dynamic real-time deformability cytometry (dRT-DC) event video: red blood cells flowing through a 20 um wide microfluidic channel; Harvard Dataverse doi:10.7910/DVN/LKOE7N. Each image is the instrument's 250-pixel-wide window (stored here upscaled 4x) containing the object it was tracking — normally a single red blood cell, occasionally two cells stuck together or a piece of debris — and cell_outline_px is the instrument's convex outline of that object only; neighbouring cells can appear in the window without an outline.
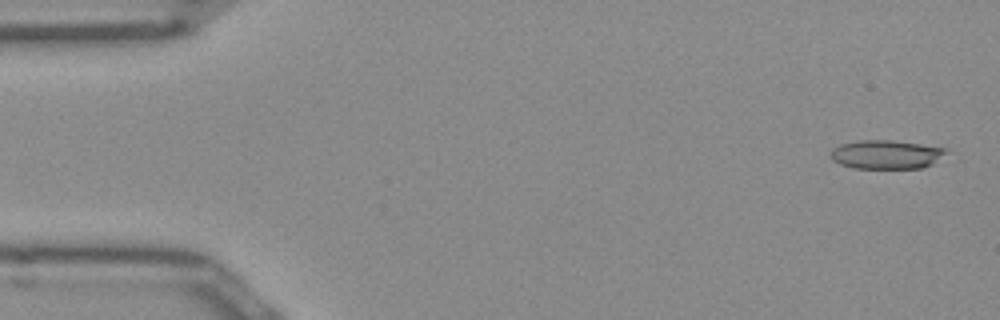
{"species": "Egyptian fruit bat (a non-hibernating species)", "species_latin": "Rousettus aegyptiacus", "temperature_condition": "room temperature", "stored_images_in_passage": 51, "camera_frame_rate_fps": 3000, "um_per_image_px": 0.085, "frame": {"image": 1, "passage_image": 2, "time_ms": 0.333, "image_size_px": [1000, 320], "cell_outline_px": [[948, 152], [932, 164], [920, 168], [852, 168], [840, 164], [832, 160], [832, 148], [840, 144], [860, 140], [892, 140], [948, 148]], "centroid_in_image_um": [75.34, 13.12], "position_along_channel_um": 9.7, "area_um2": 19.36}}
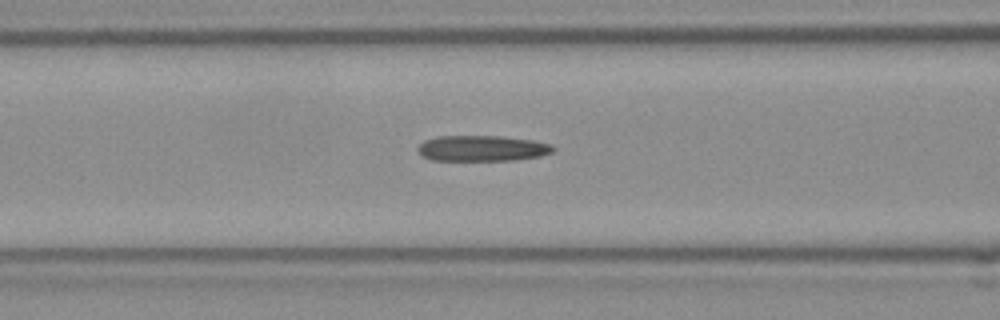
{"frame": {"image": 2, "passage_image": 20, "time_ms": 6.333, "image_size_px": [1000, 320], "cell_outline_px": [[556, 148], [552, 152], [540, 156], [512, 160], [432, 160], [424, 156], [416, 148], [424, 140], [436, 136], [500, 136], [532, 140], [552, 144]], "centroid_in_image_um": [40.99, 12.6], "position_along_channel_um": 125.6, "area_um2": 20.23}}
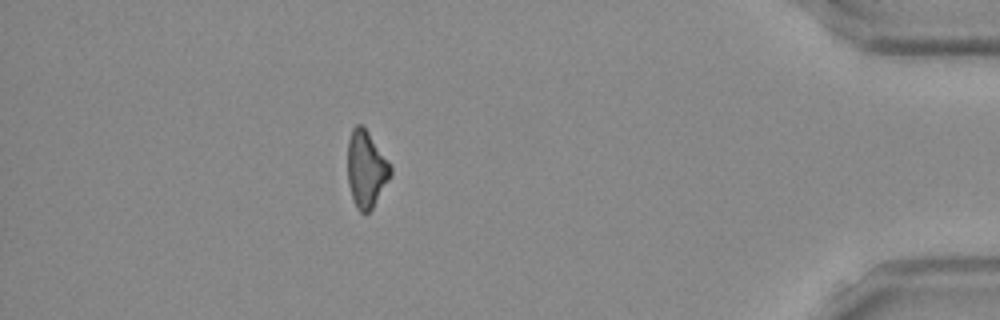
{"frame": {"image": 3, "passage_image": 45, "time_ms": 14.667, "image_size_px": [1000, 320], "cell_outline_px": [[392, 172], [388, 180], [372, 208], [364, 216], [356, 208], [348, 184], [348, 140], [352, 128], [356, 124], [360, 124], [368, 132], [392, 164]], "centroid_in_image_um": [31.13, 14.37], "position_along_channel_um": 404.1, "area_um2": 19.19}}